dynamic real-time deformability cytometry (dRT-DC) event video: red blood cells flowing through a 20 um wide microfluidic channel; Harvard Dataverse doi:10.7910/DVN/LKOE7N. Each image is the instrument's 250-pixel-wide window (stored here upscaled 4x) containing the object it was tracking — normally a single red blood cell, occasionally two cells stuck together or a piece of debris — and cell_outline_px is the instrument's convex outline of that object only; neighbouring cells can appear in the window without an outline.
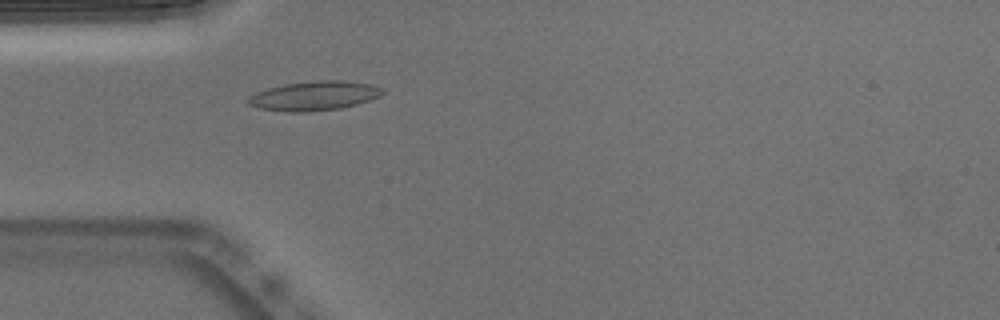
{"species": "Egyptian fruit bat (a non-hibernating species)", "species_latin": "Rousettus aegyptiacus", "temperature_condition": "warm", "stored_images_in_passage": 38, "camera_frame_rate_fps": 3000, "um_per_image_px": 0.085, "animal": {"sex": "male"}, "frame": {"image": 1, "passage_image": 1, "time_ms": 0.0, "image_size_px": [1000, 320], "cell_outline_px": [[384, 92], [380, 96], [356, 104], [340, 108], [308, 112], [288, 112], [260, 108], [248, 104], [248, 96], [256, 92], [268, 88], [284, 84], [320, 80], [344, 80], [372, 84], [384, 88]], "centroid_in_image_um": [26.72, 8.14], "position_along_channel_um": 58.3, "area_um2": 22.95}, "authors_computed_cell_mechanics": {"area_um2": 21.1259, "velocity_mm_per_s": 3.802, "shape_relaxation_time_tau1_ms": null, "shape_relaxation_time_tau2_ms": 1.0166, "deformation_change_tau1": null, "deformation_change_tau2": 0.0603}}